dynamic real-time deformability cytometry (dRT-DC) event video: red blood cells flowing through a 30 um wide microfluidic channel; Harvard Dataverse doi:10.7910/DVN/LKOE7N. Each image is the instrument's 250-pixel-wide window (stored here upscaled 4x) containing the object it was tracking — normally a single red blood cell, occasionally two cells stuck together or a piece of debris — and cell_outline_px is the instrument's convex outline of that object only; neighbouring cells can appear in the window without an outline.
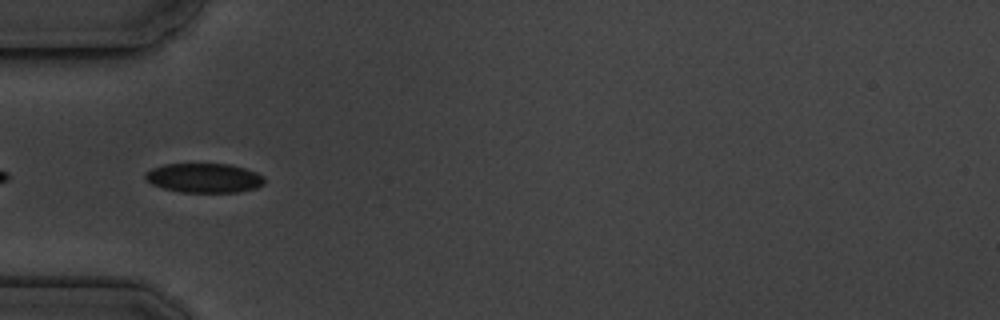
{"species": "common noctule bat (a hibernating species)", "species_latin": "Nyctalus noctula", "temperature_condition": "cold", "stored_images_in_passage": 17, "camera_frame_rate_fps": 3000, "um_per_image_px": 0.085, "animal": {"sex": "male", "body_mass_g": 19.5, "forearm_length_mm": 54.6}, "frame": {"image": 1, "passage_image": 6, "time_ms": 5.667, "image_size_px": [1000, 320], "cell_outline_px": [[264, 184], [256, 188], [236, 192], [180, 192], [164, 188], [152, 184], [144, 176], [144, 172], [152, 168], [164, 164], [228, 164], [244, 168], [256, 172], [264, 176]], "centroid_in_image_um": [17.35, 15.12], "position_along_channel_um": 67.7, "area_um2": 20.35}}
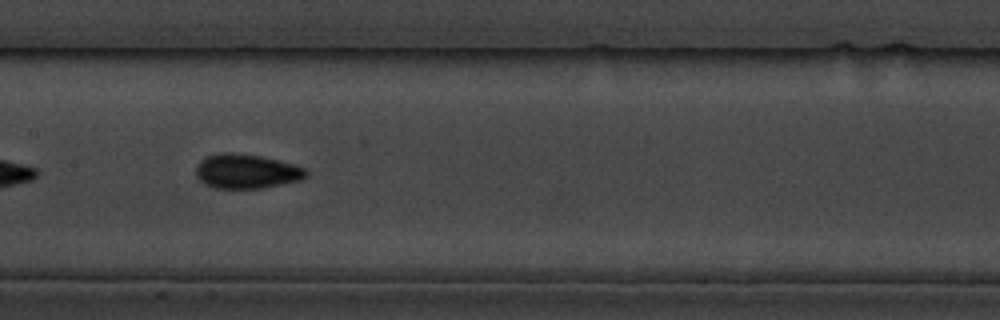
{"frame": {"image": 2, "passage_image": 9, "time_ms": 9.0, "image_size_px": [1000, 320], "cell_outline_px": [[308, 176], [300, 180], [284, 184], [264, 188], [216, 188], [204, 184], [196, 176], [196, 168], [200, 160], [208, 156], [220, 152], [232, 152], [260, 156], [280, 160], [296, 164], [304, 168], [308, 172]], "centroid_in_image_um": [20.98, 14.56], "position_along_channel_um": 186.4, "area_um2": 22.31}}
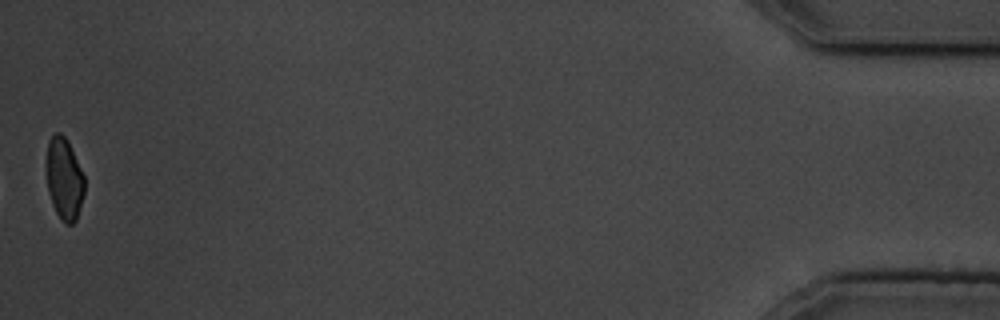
{"frame": {"image": 3, "passage_image": 17, "time_ms": 18.333, "image_size_px": [1000, 320], "cell_outline_px": [[84, 192], [76, 220], [72, 224], [64, 224], [60, 220], [52, 204], [48, 192], [44, 164], [48, 140], [56, 132], [60, 132], [68, 140], [84, 176]], "centroid_in_image_um": [5.42, 15.18], "position_along_channel_um": 429.8, "area_um2": 18.61}, "authors_computed_cell_mechanics": {"area_um2": 20.8658, "velocity_mm_per_s": 3.5832, "shape_relaxation_time_tau1_ms": 2.1051, "shape_relaxation_time_tau2_ms": 6.4119, "deformation_change_tau1": 0.0865, "deformation_change_tau2": 0.0478}}